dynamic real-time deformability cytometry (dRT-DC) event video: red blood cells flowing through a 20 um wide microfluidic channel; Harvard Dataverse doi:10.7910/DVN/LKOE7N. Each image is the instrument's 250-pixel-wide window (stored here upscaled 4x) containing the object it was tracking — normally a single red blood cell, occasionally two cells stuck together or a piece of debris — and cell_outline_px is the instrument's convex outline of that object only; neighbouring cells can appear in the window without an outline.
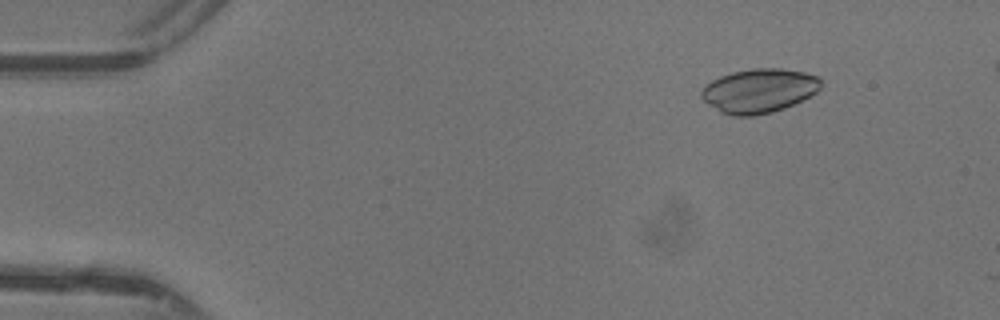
{"species": "common noctule bat (a hibernating species)", "species_latin": "Nyctalus noctula", "temperature_condition": "warm", "stored_images_in_passage": 18, "camera_frame_rate_fps": 3000, "um_per_image_px": 0.085, "animal": {"sex": "female"}, "frame": {"image": 1, "passage_image": 6, "time_ms": 1.667, "image_size_px": [1000, 320], "cell_outline_px": [[820, 88], [816, 92], [784, 108], [772, 112], [752, 116], [732, 116], [720, 112], [708, 104], [700, 96], [700, 92], [712, 80], [720, 76], [732, 72], [752, 68], [780, 68], [804, 72], [816, 76], [820, 80]], "centroid_in_image_um": [64.48, 7.71], "position_along_channel_um": 20.5, "area_um2": 30.46}}
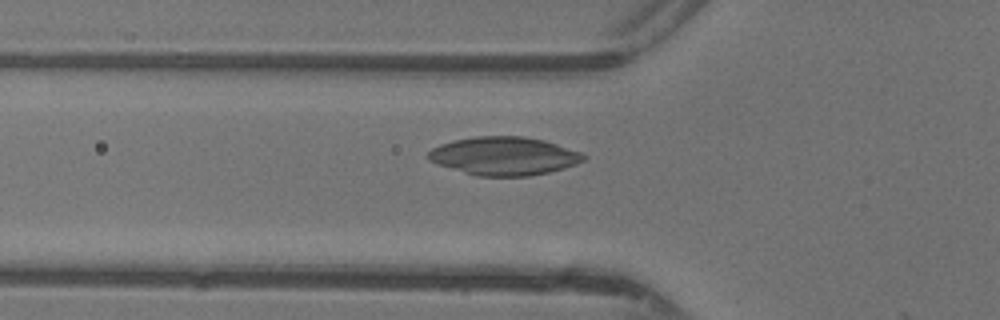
{"frame": {"image": 2, "passage_image": 17, "time_ms": 5.333, "image_size_px": [1000, 320], "cell_outline_px": [[588, 156], [584, 160], [576, 164], [564, 168], [548, 172], [528, 176], [476, 176], [436, 164], [428, 160], [424, 156], [432, 148], [440, 144], [452, 140], [476, 136], [524, 136], [544, 140], [580, 152]], "centroid_in_image_um": [42.8, 13.26], "position_along_channel_um": 83.0, "area_um2": 34.85}}